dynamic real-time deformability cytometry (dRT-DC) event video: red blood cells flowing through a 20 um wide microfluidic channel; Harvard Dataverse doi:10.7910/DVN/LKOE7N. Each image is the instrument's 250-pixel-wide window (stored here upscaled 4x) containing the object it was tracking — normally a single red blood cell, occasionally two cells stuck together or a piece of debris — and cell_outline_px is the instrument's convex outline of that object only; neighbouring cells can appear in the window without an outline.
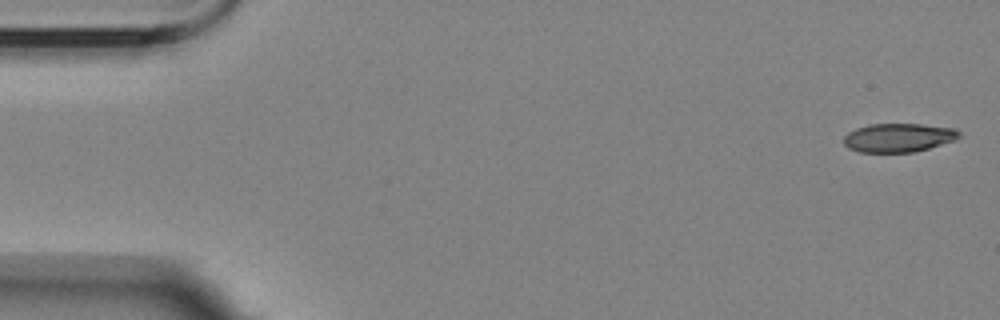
{"species": "Egyptian fruit bat (a non-hibernating species)", "species_latin": "Rousettus aegyptiacus", "temperature_condition": "room temperature", "stored_images_in_passage": 6, "camera_frame_rate_fps": 3000, "um_per_image_px": 0.085, "animal": {"sex": "female"}, "frame": {"image": 1, "passage_image": 1, "time_ms": 0.0, "image_size_px": [1000, 320], "cell_outline_px": [[960, 136], [956, 140], [916, 152], [860, 152], [848, 148], [844, 144], [844, 136], [848, 132], [856, 128], [868, 124], [920, 124], [956, 128], [960, 132]], "centroid_in_image_um": [76.38, 11.7], "position_along_channel_um": 8.6, "area_um2": 19.48}}
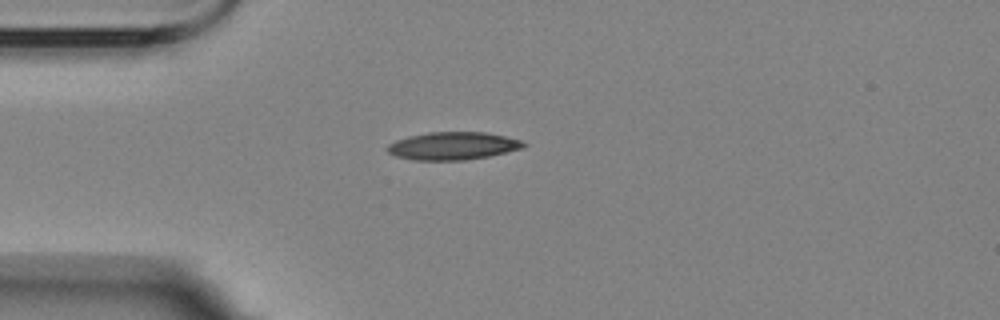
{"frame": {"image": 2, "passage_image": 4, "time_ms": 4.333, "image_size_px": [1000, 320], "cell_outline_px": [[528, 144], [524, 148], [488, 156], [464, 160], [416, 160], [396, 156], [388, 152], [384, 148], [388, 144], [396, 140], [408, 136], [428, 132], [484, 132], [504, 136], [520, 140]], "centroid_in_image_um": [38.47, 12.4], "position_along_channel_um": 46.5, "area_um2": 22.02}}
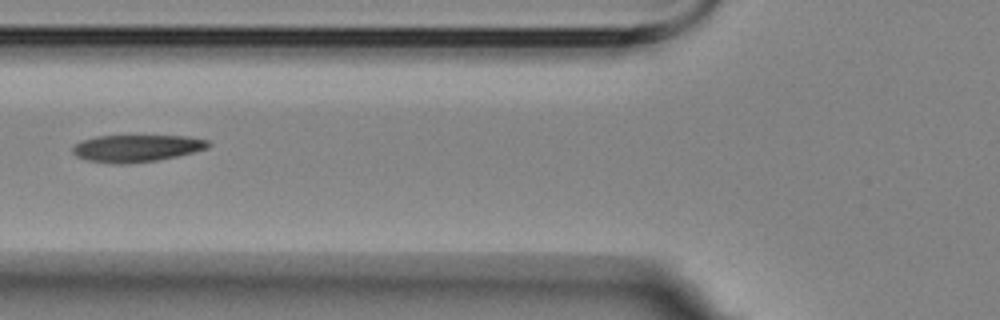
{"frame": {"image": 3, "passage_image": 6, "time_ms": 6.667, "image_size_px": [1000, 320], "cell_outline_px": [[212, 144], [208, 148], [176, 156], [156, 160], [128, 164], [116, 164], [88, 160], [76, 156], [72, 152], [72, 148], [76, 144], [84, 140], [96, 136], [188, 136], [208, 140]], "centroid_in_image_um": [11.62, 12.6], "position_along_channel_um": 114.2, "area_um2": 21.27}}